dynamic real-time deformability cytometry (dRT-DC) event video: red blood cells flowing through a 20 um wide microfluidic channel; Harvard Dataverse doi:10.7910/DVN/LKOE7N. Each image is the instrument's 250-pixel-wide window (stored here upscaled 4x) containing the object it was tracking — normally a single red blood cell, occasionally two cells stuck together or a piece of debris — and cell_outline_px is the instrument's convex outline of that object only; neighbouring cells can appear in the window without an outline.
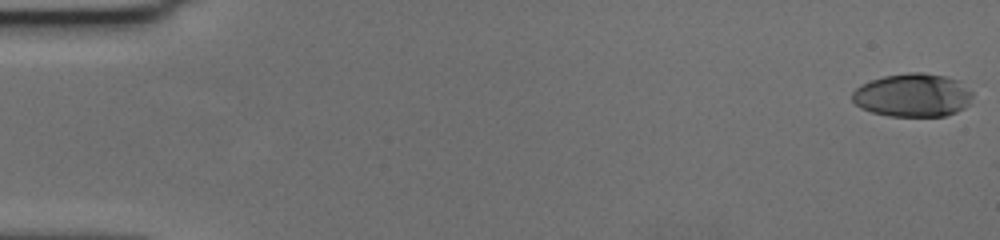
{"species": "human", "species_latin": "Homo sapiens", "temperature_condition": "cold", "stored_images_in_passage": 59, "camera_frame_rate_fps": 3000, "um_per_image_px": 0.085, "donor": {"sex": "female"}, "frame": {"image": 1, "passage_image": 1, "time_ms": 0.0, "image_size_px": [1000, 240], "cell_outline_px": [[972, 96], [968, 104], [964, 108], [956, 112], [944, 116], [888, 116], [872, 112], [860, 108], [852, 100], [852, 92], [860, 84], [884, 76], [908, 72], [924, 72], [948, 76], [960, 80], [972, 92]], "centroid_in_image_um": [77.59, 8.08], "position_along_channel_um": 7.4, "area_um2": 30.69}}
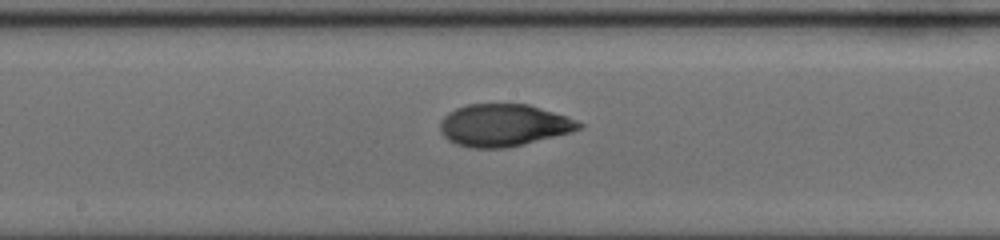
{"frame": {"image": 2, "passage_image": 32, "time_ms": 10.333, "image_size_px": [1000, 240], "cell_outline_px": [[584, 124], [580, 128], [572, 132], [524, 144], [504, 148], [472, 148], [456, 144], [448, 140], [440, 132], [440, 120], [448, 112], [456, 108], [468, 104], [528, 104], [568, 116]], "centroid_in_image_um": [42.8, 10.64], "position_along_channel_um": 205.4, "area_um2": 34.28}}
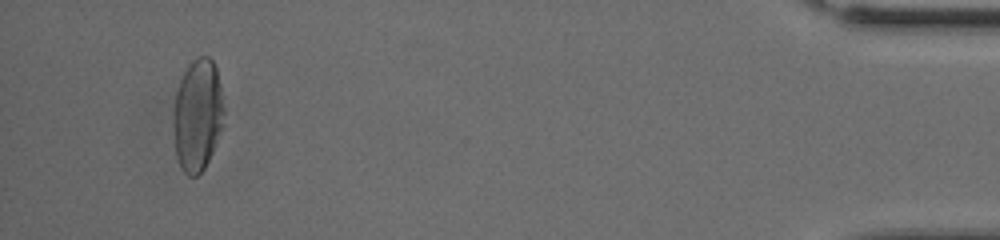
{"frame": {"image": 3, "passage_image": 56, "time_ms": 18.333, "image_size_px": [1000, 240], "cell_outline_px": [[224, 112], [220, 128], [212, 152], [204, 168], [196, 176], [188, 176], [180, 168], [176, 156], [172, 124], [172, 120], [176, 92], [180, 80], [188, 64], [196, 56], [208, 56], [212, 60], [216, 68], [220, 88]], "centroid_in_image_um": [16.75, 9.78], "position_along_channel_um": 418.5, "area_um2": 32.89}, "authors_computed_cell_mechanics": {"area_um2": 32.8882, "velocity_mm_per_s": 3.5751, "shape_relaxation_time_tau1_ms": 4.8362, "shape_relaxation_time_tau2_ms": 1.3215, "deformation_change_tau1": 0.236, "deformation_change_tau2": 0.057}}